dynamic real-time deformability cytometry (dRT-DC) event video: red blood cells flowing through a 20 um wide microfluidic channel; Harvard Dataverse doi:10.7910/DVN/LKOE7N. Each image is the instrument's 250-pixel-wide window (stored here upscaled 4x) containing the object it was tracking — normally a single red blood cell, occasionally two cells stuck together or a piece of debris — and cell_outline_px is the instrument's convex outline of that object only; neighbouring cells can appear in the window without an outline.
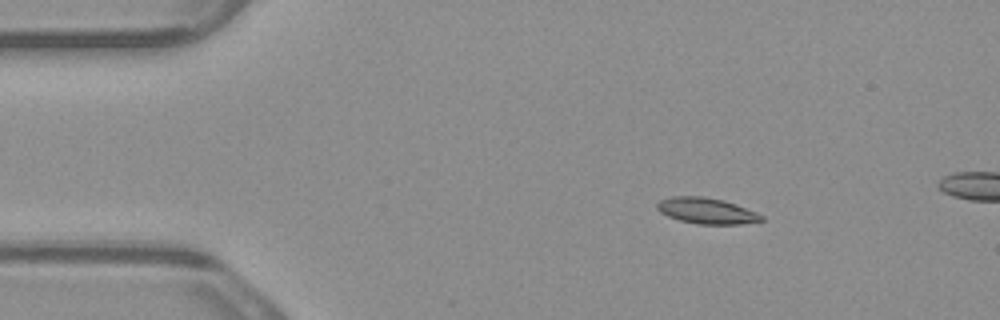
{"species": "common noctule bat (a hibernating species)", "species_latin": "Nyctalus noctula", "temperature_condition": "warm", "stored_images_in_passage": 3, "camera_frame_rate_fps": 3000, "um_per_image_px": 0.085, "animal": {"sex": "male", "body_mass_g": 23.1, "forearm_length_mm": 52.7}, "frame": {"image": 1, "passage_image": 2, "time_ms": 0.333, "image_size_px": [1000, 320], "cell_outline_px": [[764, 220], [740, 224], [696, 224], [680, 220], [668, 216], [660, 212], [656, 208], [656, 204], [660, 200], [672, 196], [704, 196], [724, 200], [736, 204], [756, 212], [764, 216]], "centroid_in_image_um": [60.05, 17.91], "position_along_channel_um": 24.9, "area_um2": 15.84}}